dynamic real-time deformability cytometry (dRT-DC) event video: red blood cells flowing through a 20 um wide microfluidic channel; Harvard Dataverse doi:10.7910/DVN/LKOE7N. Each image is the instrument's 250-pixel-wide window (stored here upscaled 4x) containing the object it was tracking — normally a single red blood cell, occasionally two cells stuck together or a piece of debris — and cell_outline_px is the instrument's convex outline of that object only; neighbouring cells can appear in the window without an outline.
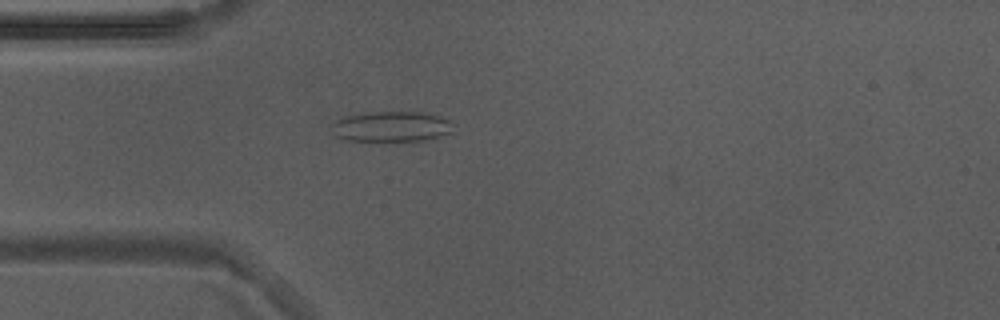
{"species": "Egyptian fruit bat (a non-hibernating species)", "species_latin": "Rousettus aegyptiacus", "temperature_condition": "warm", "stored_images_in_passage": 49, "camera_frame_rate_fps": 3000, "um_per_image_px": 0.085, "animal": {"sex": "male"}, "frame": {"image": 1, "passage_image": 11, "time_ms": 3.333, "image_size_px": [1000, 320], "cell_outline_px": [[452, 132], [424, 140], [348, 140], [336, 136], [328, 132], [328, 124], [344, 116], [368, 112], [424, 112], [448, 120], [452, 124]], "centroid_in_image_um": [33.14, 10.74], "position_along_channel_um": 51.9, "area_um2": 21.5}}
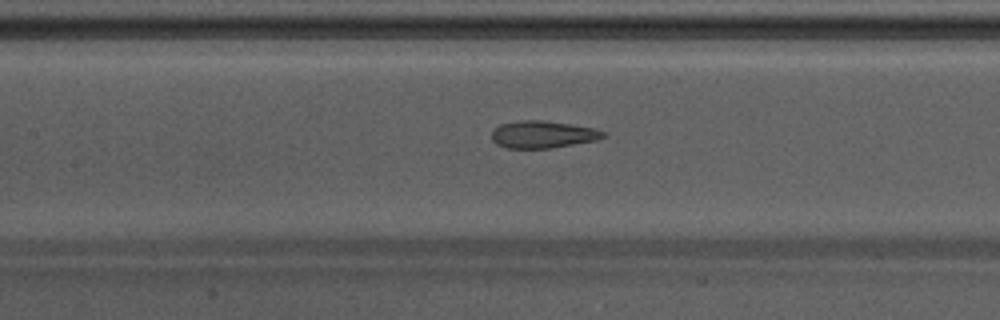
{"frame": {"image": 2, "passage_image": 20, "time_ms": 6.333, "image_size_px": [1000, 320], "cell_outline_px": [[608, 136], [596, 140], [552, 148], [504, 148], [496, 144], [492, 140], [492, 132], [500, 124], [520, 120], [540, 120], [568, 124], [592, 128], [604, 132]], "centroid_in_image_um": [46.11, 11.44], "position_along_channel_um": 161.3, "area_um2": 17.57}}
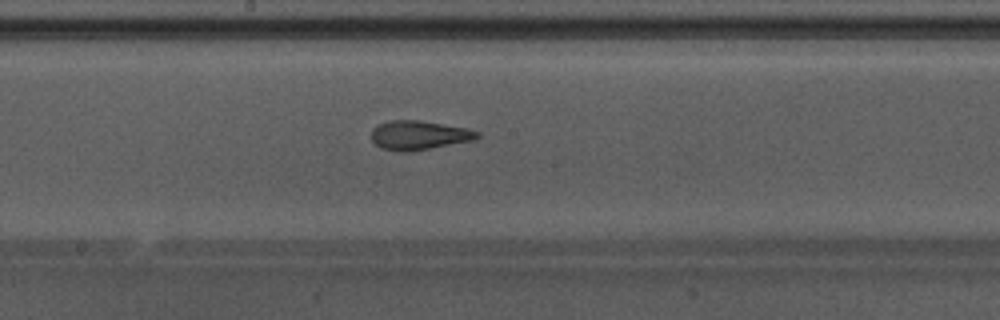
{"frame": {"image": 3, "passage_image": 24, "time_ms": 7.667, "image_size_px": [1000, 320], "cell_outline_px": [[480, 136], [476, 140], [408, 152], [400, 152], [380, 148], [372, 140], [372, 128], [388, 120], [420, 120], [468, 128], [480, 132]], "centroid_in_image_um": [35.64, 11.49], "position_along_channel_um": 212.6, "area_um2": 18.15}, "authors_computed_cell_mechanics": {"area_um2": 18.5538, "velocity_mm_per_s": 3.8593, "shape_relaxation_time_tau1_ms": 10.8944, "shape_relaxation_time_tau2_ms": 1.6115, "deformation_change_tau1": 0.2652, "deformation_change_tau2": 0.1066}}